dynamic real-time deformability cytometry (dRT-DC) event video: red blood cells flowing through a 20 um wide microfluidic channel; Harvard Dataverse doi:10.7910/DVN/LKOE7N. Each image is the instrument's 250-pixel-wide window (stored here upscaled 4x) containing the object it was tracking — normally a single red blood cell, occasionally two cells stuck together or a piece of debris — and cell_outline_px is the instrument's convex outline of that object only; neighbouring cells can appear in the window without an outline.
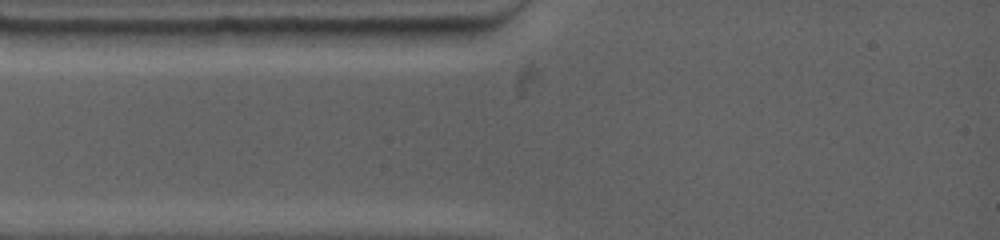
{"species": "common noctule bat (a hibernating species)", "species_latin": "Nyctalus noctula", "temperature_condition": "warm", "stored_images_in_passage": 2, "camera_frame_rate_fps": 4500, "um_per_image_px": 0.085, "animal": {"sex": "female", "body_mass_g": 19.0, "forearm_length_mm": 53.3}, "frame": {"image": 1, "passage_image": 1, "time_ms": 0.0, "image_size_px": [1000, 240], "cell_outline_px": [[184, 32], [148, 44], [104, 48], [52, 48], [32, 32], [68, 28], [176, 28]], "centroid_in_image_um": [8.82, 3.15], "position_along_channel_um": 76.2, "area_um2": 16.94}}